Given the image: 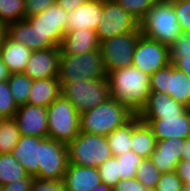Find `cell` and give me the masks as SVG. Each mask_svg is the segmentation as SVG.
<instances>
[{"instance_id":"cell-14","label":"cell","mask_w":190,"mask_h":191,"mask_svg":"<svg viewBox=\"0 0 190 191\" xmlns=\"http://www.w3.org/2000/svg\"><path fill=\"white\" fill-rule=\"evenodd\" d=\"M14 119L21 135L48 137L47 108L25 104L18 106Z\"/></svg>"},{"instance_id":"cell-37","label":"cell","mask_w":190,"mask_h":191,"mask_svg":"<svg viewBox=\"0 0 190 191\" xmlns=\"http://www.w3.org/2000/svg\"><path fill=\"white\" fill-rule=\"evenodd\" d=\"M170 64L177 59L190 57V34H180L176 41L169 47Z\"/></svg>"},{"instance_id":"cell-23","label":"cell","mask_w":190,"mask_h":191,"mask_svg":"<svg viewBox=\"0 0 190 191\" xmlns=\"http://www.w3.org/2000/svg\"><path fill=\"white\" fill-rule=\"evenodd\" d=\"M59 47L61 54L77 55L99 49L100 43L96 31L79 29L67 31Z\"/></svg>"},{"instance_id":"cell-15","label":"cell","mask_w":190,"mask_h":191,"mask_svg":"<svg viewBox=\"0 0 190 191\" xmlns=\"http://www.w3.org/2000/svg\"><path fill=\"white\" fill-rule=\"evenodd\" d=\"M151 128L157 141L190 137V109L181 116L161 117V119H140Z\"/></svg>"},{"instance_id":"cell-21","label":"cell","mask_w":190,"mask_h":191,"mask_svg":"<svg viewBox=\"0 0 190 191\" xmlns=\"http://www.w3.org/2000/svg\"><path fill=\"white\" fill-rule=\"evenodd\" d=\"M184 139L170 138L156 142V148L149 157L161 172H171L177 169L181 161Z\"/></svg>"},{"instance_id":"cell-47","label":"cell","mask_w":190,"mask_h":191,"mask_svg":"<svg viewBox=\"0 0 190 191\" xmlns=\"http://www.w3.org/2000/svg\"><path fill=\"white\" fill-rule=\"evenodd\" d=\"M181 160H190V137L184 139Z\"/></svg>"},{"instance_id":"cell-50","label":"cell","mask_w":190,"mask_h":191,"mask_svg":"<svg viewBox=\"0 0 190 191\" xmlns=\"http://www.w3.org/2000/svg\"><path fill=\"white\" fill-rule=\"evenodd\" d=\"M136 191H154L153 189L143 186L136 178Z\"/></svg>"},{"instance_id":"cell-17","label":"cell","mask_w":190,"mask_h":191,"mask_svg":"<svg viewBox=\"0 0 190 191\" xmlns=\"http://www.w3.org/2000/svg\"><path fill=\"white\" fill-rule=\"evenodd\" d=\"M60 54V47L33 51L23 73L32 80L57 77Z\"/></svg>"},{"instance_id":"cell-31","label":"cell","mask_w":190,"mask_h":191,"mask_svg":"<svg viewBox=\"0 0 190 191\" xmlns=\"http://www.w3.org/2000/svg\"><path fill=\"white\" fill-rule=\"evenodd\" d=\"M25 19V0H0V23H9Z\"/></svg>"},{"instance_id":"cell-51","label":"cell","mask_w":190,"mask_h":191,"mask_svg":"<svg viewBox=\"0 0 190 191\" xmlns=\"http://www.w3.org/2000/svg\"><path fill=\"white\" fill-rule=\"evenodd\" d=\"M4 35H5V26H3L0 23V44H1V41H2Z\"/></svg>"},{"instance_id":"cell-16","label":"cell","mask_w":190,"mask_h":191,"mask_svg":"<svg viewBox=\"0 0 190 191\" xmlns=\"http://www.w3.org/2000/svg\"><path fill=\"white\" fill-rule=\"evenodd\" d=\"M5 34L11 40L26 45L32 51L57 47L47 35L38 31L27 19L7 24Z\"/></svg>"},{"instance_id":"cell-40","label":"cell","mask_w":190,"mask_h":191,"mask_svg":"<svg viewBox=\"0 0 190 191\" xmlns=\"http://www.w3.org/2000/svg\"><path fill=\"white\" fill-rule=\"evenodd\" d=\"M30 191H67L62 180H47L34 178Z\"/></svg>"},{"instance_id":"cell-48","label":"cell","mask_w":190,"mask_h":191,"mask_svg":"<svg viewBox=\"0 0 190 191\" xmlns=\"http://www.w3.org/2000/svg\"><path fill=\"white\" fill-rule=\"evenodd\" d=\"M10 71L8 67L3 63L0 56V81H8L10 78Z\"/></svg>"},{"instance_id":"cell-29","label":"cell","mask_w":190,"mask_h":191,"mask_svg":"<svg viewBox=\"0 0 190 191\" xmlns=\"http://www.w3.org/2000/svg\"><path fill=\"white\" fill-rule=\"evenodd\" d=\"M20 136L21 134L14 118H0V154L11 153Z\"/></svg>"},{"instance_id":"cell-6","label":"cell","mask_w":190,"mask_h":191,"mask_svg":"<svg viewBox=\"0 0 190 191\" xmlns=\"http://www.w3.org/2000/svg\"><path fill=\"white\" fill-rule=\"evenodd\" d=\"M68 163L79 166L98 167L111 158L106 136L80 132L67 144Z\"/></svg>"},{"instance_id":"cell-5","label":"cell","mask_w":190,"mask_h":191,"mask_svg":"<svg viewBox=\"0 0 190 191\" xmlns=\"http://www.w3.org/2000/svg\"><path fill=\"white\" fill-rule=\"evenodd\" d=\"M47 120L52 140L68 144L80 133V114L62 95L47 107Z\"/></svg>"},{"instance_id":"cell-20","label":"cell","mask_w":190,"mask_h":191,"mask_svg":"<svg viewBox=\"0 0 190 191\" xmlns=\"http://www.w3.org/2000/svg\"><path fill=\"white\" fill-rule=\"evenodd\" d=\"M41 137L21 135L11 154L24 167L25 172L35 177L41 164Z\"/></svg>"},{"instance_id":"cell-45","label":"cell","mask_w":190,"mask_h":191,"mask_svg":"<svg viewBox=\"0 0 190 191\" xmlns=\"http://www.w3.org/2000/svg\"><path fill=\"white\" fill-rule=\"evenodd\" d=\"M90 0H56V3L67 13Z\"/></svg>"},{"instance_id":"cell-26","label":"cell","mask_w":190,"mask_h":191,"mask_svg":"<svg viewBox=\"0 0 190 191\" xmlns=\"http://www.w3.org/2000/svg\"><path fill=\"white\" fill-rule=\"evenodd\" d=\"M30 91L27 104L47 108L61 95V85L57 77L32 80Z\"/></svg>"},{"instance_id":"cell-36","label":"cell","mask_w":190,"mask_h":191,"mask_svg":"<svg viewBox=\"0 0 190 191\" xmlns=\"http://www.w3.org/2000/svg\"><path fill=\"white\" fill-rule=\"evenodd\" d=\"M97 168L102 183L113 189L120 180L117 158L112 156Z\"/></svg>"},{"instance_id":"cell-32","label":"cell","mask_w":190,"mask_h":191,"mask_svg":"<svg viewBox=\"0 0 190 191\" xmlns=\"http://www.w3.org/2000/svg\"><path fill=\"white\" fill-rule=\"evenodd\" d=\"M162 172L152 163L150 158H143L136 170L137 180L145 187L155 189Z\"/></svg>"},{"instance_id":"cell-42","label":"cell","mask_w":190,"mask_h":191,"mask_svg":"<svg viewBox=\"0 0 190 191\" xmlns=\"http://www.w3.org/2000/svg\"><path fill=\"white\" fill-rule=\"evenodd\" d=\"M34 177L27 175L25 178L10 182L2 186L3 191H30Z\"/></svg>"},{"instance_id":"cell-28","label":"cell","mask_w":190,"mask_h":191,"mask_svg":"<svg viewBox=\"0 0 190 191\" xmlns=\"http://www.w3.org/2000/svg\"><path fill=\"white\" fill-rule=\"evenodd\" d=\"M28 174L11 153L0 154V185L25 178Z\"/></svg>"},{"instance_id":"cell-1","label":"cell","mask_w":190,"mask_h":191,"mask_svg":"<svg viewBox=\"0 0 190 191\" xmlns=\"http://www.w3.org/2000/svg\"><path fill=\"white\" fill-rule=\"evenodd\" d=\"M107 78L110 97L138 115L149 99L150 75L132 65L110 71Z\"/></svg>"},{"instance_id":"cell-18","label":"cell","mask_w":190,"mask_h":191,"mask_svg":"<svg viewBox=\"0 0 190 191\" xmlns=\"http://www.w3.org/2000/svg\"><path fill=\"white\" fill-rule=\"evenodd\" d=\"M188 107L176 102L165 93L151 91L148 102L138 114L140 119H161V117L181 116Z\"/></svg>"},{"instance_id":"cell-49","label":"cell","mask_w":190,"mask_h":191,"mask_svg":"<svg viewBox=\"0 0 190 191\" xmlns=\"http://www.w3.org/2000/svg\"><path fill=\"white\" fill-rule=\"evenodd\" d=\"M90 191H112V189L101 182L100 184L96 185Z\"/></svg>"},{"instance_id":"cell-9","label":"cell","mask_w":190,"mask_h":191,"mask_svg":"<svg viewBox=\"0 0 190 191\" xmlns=\"http://www.w3.org/2000/svg\"><path fill=\"white\" fill-rule=\"evenodd\" d=\"M150 91L165 93L190 109V78L173 64L150 75Z\"/></svg>"},{"instance_id":"cell-33","label":"cell","mask_w":190,"mask_h":191,"mask_svg":"<svg viewBox=\"0 0 190 191\" xmlns=\"http://www.w3.org/2000/svg\"><path fill=\"white\" fill-rule=\"evenodd\" d=\"M116 158L118 161L120 180L136 177V170L143 160L142 157L138 156L133 150H129L116 156Z\"/></svg>"},{"instance_id":"cell-38","label":"cell","mask_w":190,"mask_h":191,"mask_svg":"<svg viewBox=\"0 0 190 191\" xmlns=\"http://www.w3.org/2000/svg\"><path fill=\"white\" fill-rule=\"evenodd\" d=\"M171 4L182 32L190 34V0H174Z\"/></svg>"},{"instance_id":"cell-46","label":"cell","mask_w":190,"mask_h":191,"mask_svg":"<svg viewBox=\"0 0 190 191\" xmlns=\"http://www.w3.org/2000/svg\"><path fill=\"white\" fill-rule=\"evenodd\" d=\"M173 65L175 68L184 72L190 78V57L177 59Z\"/></svg>"},{"instance_id":"cell-30","label":"cell","mask_w":190,"mask_h":191,"mask_svg":"<svg viewBox=\"0 0 190 191\" xmlns=\"http://www.w3.org/2000/svg\"><path fill=\"white\" fill-rule=\"evenodd\" d=\"M8 85L17 106L27 104L31 92L32 79L25 73H14L10 75Z\"/></svg>"},{"instance_id":"cell-43","label":"cell","mask_w":190,"mask_h":191,"mask_svg":"<svg viewBox=\"0 0 190 191\" xmlns=\"http://www.w3.org/2000/svg\"><path fill=\"white\" fill-rule=\"evenodd\" d=\"M176 172L184 184L190 187V160H181Z\"/></svg>"},{"instance_id":"cell-39","label":"cell","mask_w":190,"mask_h":191,"mask_svg":"<svg viewBox=\"0 0 190 191\" xmlns=\"http://www.w3.org/2000/svg\"><path fill=\"white\" fill-rule=\"evenodd\" d=\"M184 183L179 178L176 170L171 172H162L154 191H181Z\"/></svg>"},{"instance_id":"cell-52","label":"cell","mask_w":190,"mask_h":191,"mask_svg":"<svg viewBox=\"0 0 190 191\" xmlns=\"http://www.w3.org/2000/svg\"><path fill=\"white\" fill-rule=\"evenodd\" d=\"M181 191H190V187L184 184L183 188Z\"/></svg>"},{"instance_id":"cell-22","label":"cell","mask_w":190,"mask_h":191,"mask_svg":"<svg viewBox=\"0 0 190 191\" xmlns=\"http://www.w3.org/2000/svg\"><path fill=\"white\" fill-rule=\"evenodd\" d=\"M62 181L67 191H90L102 182L97 167L70 163L67 165Z\"/></svg>"},{"instance_id":"cell-12","label":"cell","mask_w":190,"mask_h":191,"mask_svg":"<svg viewBox=\"0 0 190 191\" xmlns=\"http://www.w3.org/2000/svg\"><path fill=\"white\" fill-rule=\"evenodd\" d=\"M68 165L67 144L50 139H41V164L34 178L63 180Z\"/></svg>"},{"instance_id":"cell-11","label":"cell","mask_w":190,"mask_h":191,"mask_svg":"<svg viewBox=\"0 0 190 191\" xmlns=\"http://www.w3.org/2000/svg\"><path fill=\"white\" fill-rule=\"evenodd\" d=\"M169 64V47L141 34L133 52L132 65L152 75Z\"/></svg>"},{"instance_id":"cell-25","label":"cell","mask_w":190,"mask_h":191,"mask_svg":"<svg viewBox=\"0 0 190 191\" xmlns=\"http://www.w3.org/2000/svg\"><path fill=\"white\" fill-rule=\"evenodd\" d=\"M156 137L138 115L132 117L131 150L142 158H149L156 148Z\"/></svg>"},{"instance_id":"cell-24","label":"cell","mask_w":190,"mask_h":191,"mask_svg":"<svg viewBox=\"0 0 190 191\" xmlns=\"http://www.w3.org/2000/svg\"><path fill=\"white\" fill-rule=\"evenodd\" d=\"M32 52L26 45L11 40L6 34L3 36L0 44V56L11 74L24 72Z\"/></svg>"},{"instance_id":"cell-10","label":"cell","mask_w":190,"mask_h":191,"mask_svg":"<svg viewBox=\"0 0 190 191\" xmlns=\"http://www.w3.org/2000/svg\"><path fill=\"white\" fill-rule=\"evenodd\" d=\"M100 22L96 30L99 43L116 35L140 30L138 20L118 5L115 0H103Z\"/></svg>"},{"instance_id":"cell-13","label":"cell","mask_w":190,"mask_h":191,"mask_svg":"<svg viewBox=\"0 0 190 191\" xmlns=\"http://www.w3.org/2000/svg\"><path fill=\"white\" fill-rule=\"evenodd\" d=\"M67 18V12L57 3H54L42 13L26 19L59 47L68 26Z\"/></svg>"},{"instance_id":"cell-8","label":"cell","mask_w":190,"mask_h":191,"mask_svg":"<svg viewBox=\"0 0 190 191\" xmlns=\"http://www.w3.org/2000/svg\"><path fill=\"white\" fill-rule=\"evenodd\" d=\"M141 34L140 30H133L100 43L106 74L116 69L132 66L133 52Z\"/></svg>"},{"instance_id":"cell-27","label":"cell","mask_w":190,"mask_h":191,"mask_svg":"<svg viewBox=\"0 0 190 191\" xmlns=\"http://www.w3.org/2000/svg\"><path fill=\"white\" fill-rule=\"evenodd\" d=\"M131 137L132 118L106 136L112 155L116 157L131 150Z\"/></svg>"},{"instance_id":"cell-19","label":"cell","mask_w":190,"mask_h":191,"mask_svg":"<svg viewBox=\"0 0 190 191\" xmlns=\"http://www.w3.org/2000/svg\"><path fill=\"white\" fill-rule=\"evenodd\" d=\"M103 0H90L76 9L68 12L67 31L89 29L96 31L101 23Z\"/></svg>"},{"instance_id":"cell-53","label":"cell","mask_w":190,"mask_h":191,"mask_svg":"<svg viewBox=\"0 0 190 191\" xmlns=\"http://www.w3.org/2000/svg\"><path fill=\"white\" fill-rule=\"evenodd\" d=\"M159 1H162V2H171V1H174V0H159Z\"/></svg>"},{"instance_id":"cell-3","label":"cell","mask_w":190,"mask_h":191,"mask_svg":"<svg viewBox=\"0 0 190 191\" xmlns=\"http://www.w3.org/2000/svg\"><path fill=\"white\" fill-rule=\"evenodd\" d=\"M143 35L170 47L182 34L171 2L157 1L139 22Z\"/></svg>"},{"instance_id":"cell-44","label":"cell","mask_w":190,"mask_h":191,"mask_svg":"<svg viewBox=\"0 0 190 191\" xmlns=\"http://www.w3.org/2000/svg\"><path fill=\"white\" fill-rule=\"evenodd\" d=\"M112 191H136V177L119 180Z\"/></svg>"},{"instance_id":"cell-2","label":"cell","mask_w":190,"mask_h":191,"mask_svg":"<svg viewBox=\"0 0 190 191\" xmlns=\"http://www.w3.org/2000/svg\"><path fill=\"white\" fill-rule=\"evenodd\" d=\"M134 114L113 98L80 115V132L107 136Z\"/></svg>"},{"instance_id":"cell-35","label":"cell","mask_w":190,"mask_h":191,"mask_svg":"<svg viewBox=\"0 0 190 191\" xmlns=\"http://www.w3.org/2000/svg\"><path fill=\"white\" fill-rule=\"evenodd\" d=\"M18 110L10 92L8 81H0V118H14Z\"/></svg>"},{"instance_id":"cell-34","label":"cell","mask_w":190,"mask_h":191,"mask_svg":"<svg viewBox=\"0 0 190 191\" xmlns=\"http://www.w3.org/2000/svg\"><path fill=\"white\" fill-rule=\"evenodd\" d=\"M158 0H115L129 14L140 22L147 11L154 6Z\"/></svg>"},{"instance_id":"cell-4","label":"cell","mask_w":190,"mask_h":191,"mask_svg":"<svg viewBox=\"0 0 190 191\" xmlns=\"http://www.w3.org/2000/svg\"><path fill=\"white\" fill-rule=\"evenodd\" d=\"M103 78H107V74L100 48L84 54H60L57 79L61 86L78 80Z\"/></svg>"},{"instance_id":"cell-41","label":"cell","mask_w":190,"mask_h":191,"mask_svg":"<svg viewBox=\"0 0 190 191\" xmlns=\"http://www.w3.org/2000/svg\"><path fill=\"white\" fill-rule=\"evenodd\" d=\"M56 0H25V19L42 13Z\"/></svg>"},{"instance_id":"cell-7","label":"cell","mask_w":190,"mask_h":191,"mask_svg":"<svg viewBox=\"0 0 190 191\" xmlns=\"http://www.w3.org/2000/svg\"><path fill=\"white\" fill-rule=\"evenodd\" d=\"M67 98L81 115L110 99L108 78L73 81L61 86Z\"/></svg>"}]
</instances>
